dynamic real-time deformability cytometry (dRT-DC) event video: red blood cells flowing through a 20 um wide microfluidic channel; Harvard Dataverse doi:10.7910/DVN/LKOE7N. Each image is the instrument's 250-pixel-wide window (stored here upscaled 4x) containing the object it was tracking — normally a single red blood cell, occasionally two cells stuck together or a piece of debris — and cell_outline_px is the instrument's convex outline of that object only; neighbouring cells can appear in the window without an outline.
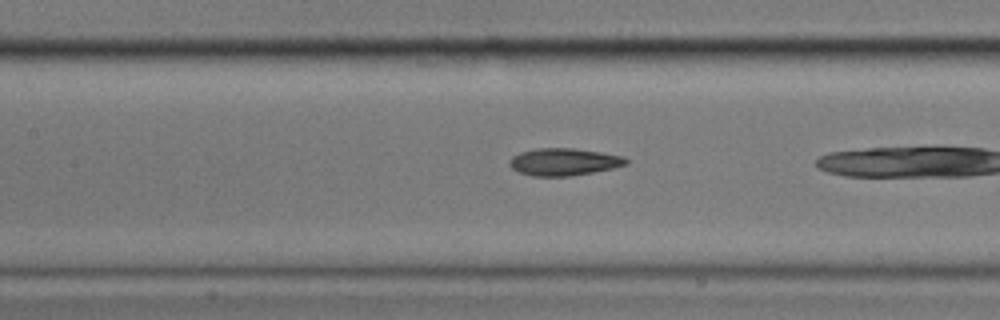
{"species": "common noctule bat (a hibernating species)", "species_latin": "Nyctalus noctula", "temperature_condition": "cold", "stored_images_in_passage": 15, "camera_frame_rate_fps": 3000, "um_per_image_px": 0.085, "animal": {"sex": "male", "body_mass_g": 17.9}, "frame": {"image": 1, "passage_image": 13, "time_ms": 4.0, "image_size_px": [1000, 320], "cell_outline_px": [[628, 164], [612, 168], [572, 176], [532, 176], [520, 172], [512, 168], [508, 164], [508, 160], [512, 156], [520, 152], [536, 148], [572, 148], [600, 152], [624, 156], [628, 160]], "centroid_in_image_um": [47.91, 13.75], "position_along_channel_um": 159.5, "area_um2": 18.55}}